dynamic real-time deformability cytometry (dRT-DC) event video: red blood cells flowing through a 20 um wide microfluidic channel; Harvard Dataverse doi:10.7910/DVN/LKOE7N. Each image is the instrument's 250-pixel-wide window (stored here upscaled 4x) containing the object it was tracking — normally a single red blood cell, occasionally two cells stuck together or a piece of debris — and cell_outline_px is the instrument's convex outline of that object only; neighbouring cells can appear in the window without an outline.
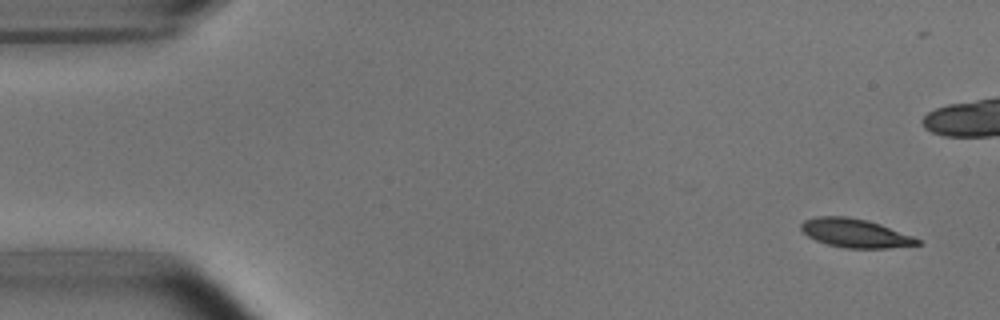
{"species": "common noctule bat (a hibernating species)", "species_latin": "Nyctalus noctula", "temperature_condition": "room temperature", "stored_images_in_passage": 52, "camera_frame_rate_fps": 3000, "um_per_image_px": 0.085, "animal": {"sex": "male", "body_mass_g": 15.6}, "frame": {"image": 1, "passage_image": 1, "time_ms": 0.0, "image_size_px": [1000, 320], "cell_outline_px": [[920, 244], [888, 248], [844, 248], [828, 244], [816, 240], [808, 236], [800, 228], [800, 224], [804, 220], [816, 216], [848, 216], [868, 220], [880, 224], [912, 236], [920, 240]], "centroid_in_image_um": [72.66, 19.8], "position_along_channel_um": 12.3, "area_um2": 19.36}}
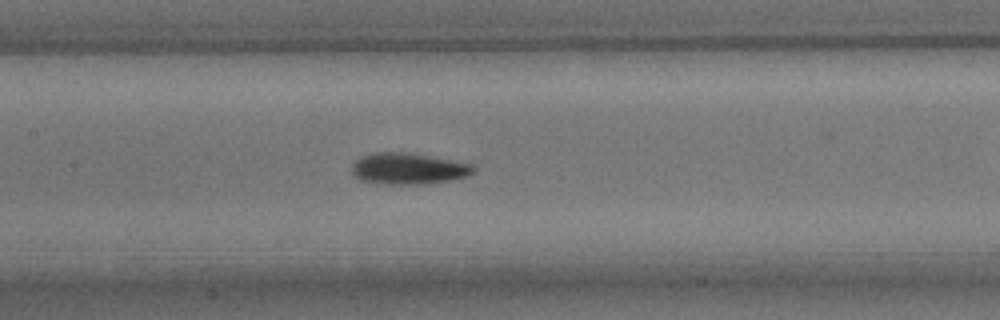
{"frame": {"image": 2, "passage_image": 23, "time_ms": 7.333, "image_size_px": [1000, 320], "cell_outline_px": [[476, 172], [468, 176], [452, 180], [424, 184], [380, 184], [360, 180], [352, 172], [352, 164], [360, 156], [372, 152], [404, 152], [428, 156], [472, 164], [476, 168]], "centroid_in_image_um": [34.7, 14.34], "position_along_channel_um": 172.7, "area_um2": 22.31}}
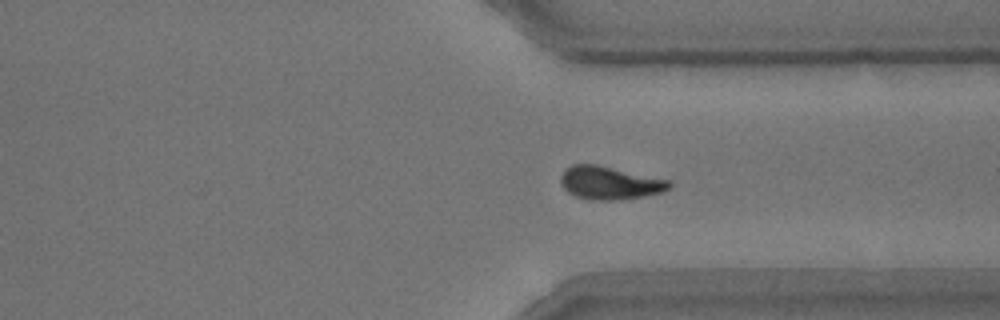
{"frame": {"image": 3, "passage_image": 38, "time_ms": 12.333, "image_size_px": [1000, 320], "cell_outline_px": [[672, 184], [664, 192], [644, 196], [620, 200], [588, 200], [576, 196], [568, 192], [564, 188], [560, 180], [560, 176], [564, 168], [572, 164], [596, 164], [668, 180]], "centroid_in_image_um": [51.78, 15.55], "position_along_channel_um": 359.6, "area_um2": 20.92}, "authors_computed_cell_mechanics": {"area_um2": 20.1433, "velocity_mm_per_s": 3.7483, "shape_relaxation_time_tau1_ms": 3.6918, "shape_relaxation_time_tau2_ms": 1.5098, "deformation_change_tau1": 0.1462, "deformation_change_tau2": 0.0782}}